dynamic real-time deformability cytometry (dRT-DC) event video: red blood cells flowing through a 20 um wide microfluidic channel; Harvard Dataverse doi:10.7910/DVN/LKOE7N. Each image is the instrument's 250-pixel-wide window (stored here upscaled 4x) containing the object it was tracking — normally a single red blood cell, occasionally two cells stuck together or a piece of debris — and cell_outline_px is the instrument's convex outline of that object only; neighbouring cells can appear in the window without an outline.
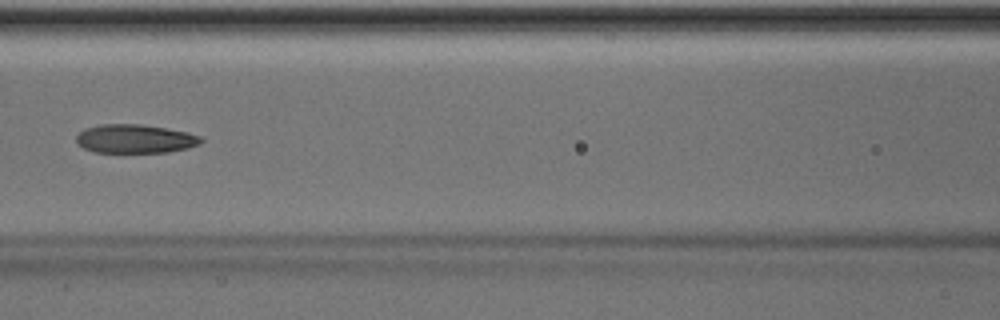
{"species": "Egyptian fruit bat (a non-hibernating species)", "species_latin": "Rousettus aegyptiacus", "temperature_condition": "room temperature", "stored_images_in_passage": 6, "camera_frame_rate_fps": 3000, "um_per_image_px": 0.085, "animal": {"sex": "male"}, "frame": {"image": 1, "passage_image": 6, "time_ms": 6.667, "image_size_px": [1000, 320], "cell_outline_px": [[204, 140], [200, 144], [188, 148], [168, 152], [92, 152], [76, 144], [76, 136], [84, 128], [100, 124], [140, 124], [188, 132], [200, 136]], "centroid_in_image_um": [11.46, 11.8], "position_along_channel_um": 155.1, "area_um2": 20.98}}